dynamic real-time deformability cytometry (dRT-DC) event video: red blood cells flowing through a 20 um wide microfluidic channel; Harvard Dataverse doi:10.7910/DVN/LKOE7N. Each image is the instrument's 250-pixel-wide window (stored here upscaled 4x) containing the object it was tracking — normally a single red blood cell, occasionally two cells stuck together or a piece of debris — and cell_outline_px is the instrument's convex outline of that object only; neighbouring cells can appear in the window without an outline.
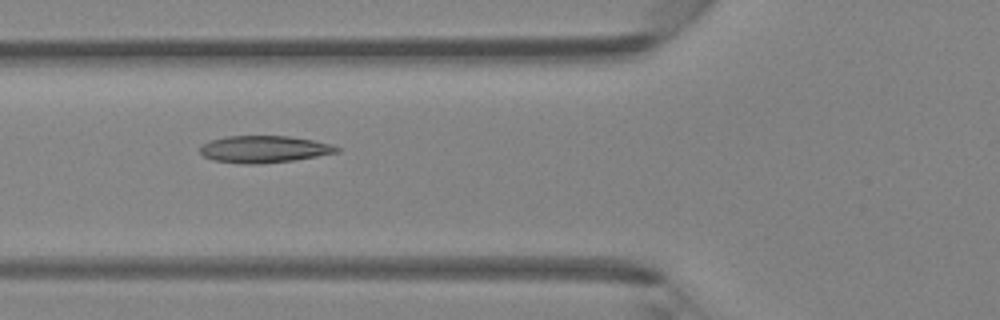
{"species": "Egyptian fruit bat (a non-hibernating species)", "species_latin": "Rousettus aegyptiacus", "temperature_condition": "room temperature", "stored_images_in_passage": 5, "camera_frame_rate_fps": 3000, "um_per_image_px": 0.085, "animal": {"sex": "female"}, "frame": {"image": 1, "passage_image": 5, "time_ms": 1.333, "image_size_px": [1000, 320], "cell_outline_px": [[340, 152], [292, 160], [256, 164], [244, 164], [212, 160], [204, 156], [200, 152], [200, 144], [208, 140], [228, 136], [288, 136], [312, 140], [328, 144], [340, 148]], "centroid_in_image_um": [22.38, 12.68], "position_along_channel_um": 103.4, "area_um2": 21.39}}